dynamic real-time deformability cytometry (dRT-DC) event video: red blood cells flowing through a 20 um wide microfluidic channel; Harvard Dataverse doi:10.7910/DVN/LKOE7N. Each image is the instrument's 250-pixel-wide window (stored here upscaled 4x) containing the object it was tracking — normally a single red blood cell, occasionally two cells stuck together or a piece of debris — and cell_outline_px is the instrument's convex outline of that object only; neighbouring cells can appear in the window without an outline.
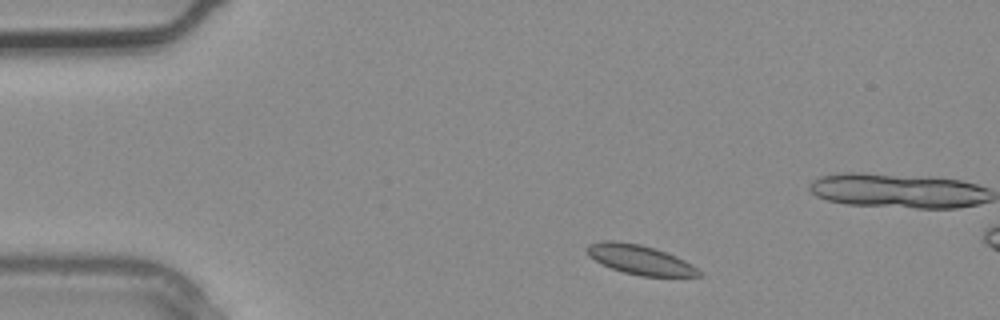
{"species": "common noctule bat (a hibernating species)", "species_latin": "Nyctalus noctula", "temperature_condition": "warm", "stored_images_in_passage": 3, "camera_frame_rate_fps": 3000, "um_per_image_px": 0.085, "animal": {"sex": "male", "body_mass_g": 20.4}, "frame": {"image": 1, "passage_image": 1, "time_ms": 0.0, "image_size_px": [1000, 320], "cell_outline_px": [[704, 276], [640, 276], [624, 272], [612, 268], [588, 256], [588, 244], [604, 240], [616, 240], [640, 244], [656, 248], [676, 256], [692, 264], [704, 272]], "centroid_in_image_um": [54.46, 22.07], "position_along_channel_um": 30.5, "area_um2": 19.25}}